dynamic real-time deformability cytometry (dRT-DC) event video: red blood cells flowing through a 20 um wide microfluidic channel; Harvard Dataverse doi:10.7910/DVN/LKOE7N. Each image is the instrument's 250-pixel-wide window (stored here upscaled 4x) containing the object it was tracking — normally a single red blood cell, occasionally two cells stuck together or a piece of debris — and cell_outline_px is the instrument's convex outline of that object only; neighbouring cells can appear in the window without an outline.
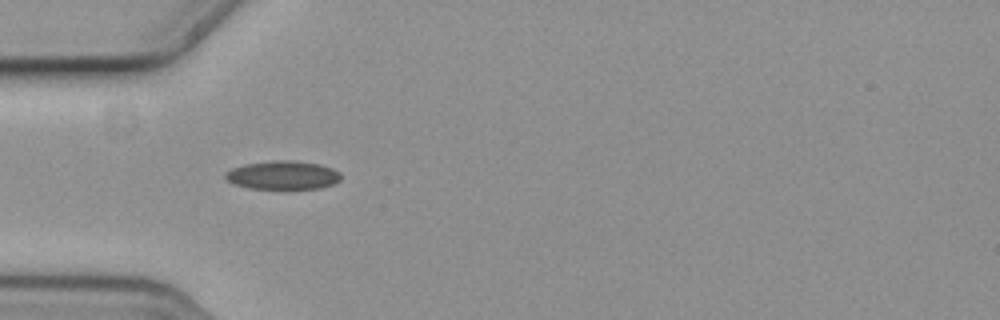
{"species": "common noctule bat (a hibernating species)", "species_latin": "Nyctalus noctula", "temperature_condition": "cold", "stored_images_in_passage": 13, "camera_frame_rate_fps": 3000, "um_per_image_px": 0.085, "animal": {"sex": "female", "body_mass_g": 19.3, "forearm_length_mm": 54.1}, "frame": {"image": 1, "passage_image": 4, "time_ms": 1.0, "image_size_px": [1000, 320], "cell_outline_px": [[340, 180], [332, 184], [320, 188], [248, 188], [232, 184], [224, 176], [224, 172], [232, 168], [244, 164], [272, 160], [296, 160], [320, 164], [332, 168], [340, 172]], "centroid_in_image_um": [24.01, 14.87], "position_along_channel_um": 61.0, "area_um2": 19.31}}
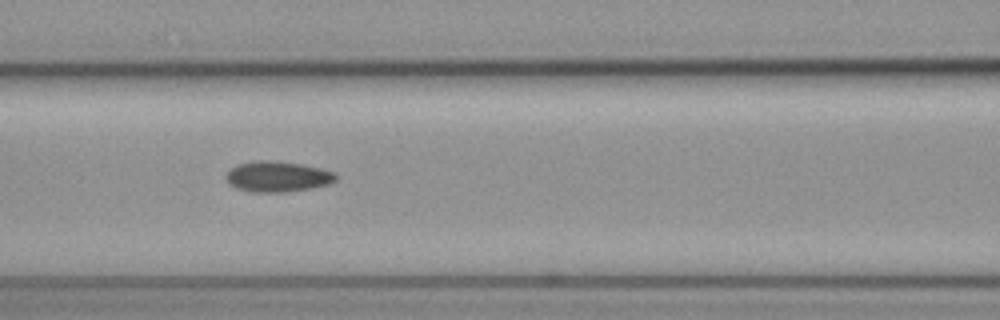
{"frame": {"image": 2, "passage_image": 6, "time_ms": 1.667, "image_size_px": [1000, 320], "cell_outline_px": [[336, 180], [328, 184], [308, 188], [284, 192], [252, 192], [236, 188], [228, 184], [224, 176], [236, 164], [256, 160], [272, 160], [300, 164], [320, 168], [336, 172]], "centroid_in_image_um": [23.55, 15.0], "position_along_channel_um": 143.1, "area_um2": 19.59}}
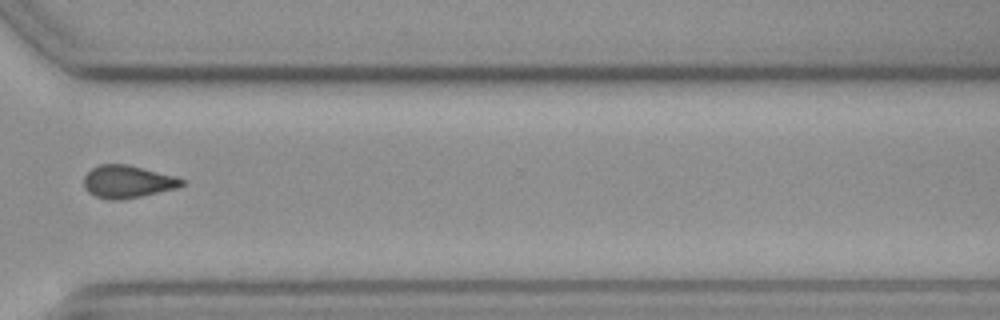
{"frame": {"image": 3, "passage_image": 11, "time_ms": 3.333, "image_size_px": [1000, 320], "cell_outline_px": [[184, 184], [176, 188], [140, 196], [120, 200], [108, 200], [96, 196], [88, 192], [84, 188], [84, 176], [92, 168], [100, 164], [128, 164], [172, 176], [184, 180]], "centroid_in_image_um": [10.78, 15.44], "position_along_channel_um": 359.8, "area_um2": 18.32}}